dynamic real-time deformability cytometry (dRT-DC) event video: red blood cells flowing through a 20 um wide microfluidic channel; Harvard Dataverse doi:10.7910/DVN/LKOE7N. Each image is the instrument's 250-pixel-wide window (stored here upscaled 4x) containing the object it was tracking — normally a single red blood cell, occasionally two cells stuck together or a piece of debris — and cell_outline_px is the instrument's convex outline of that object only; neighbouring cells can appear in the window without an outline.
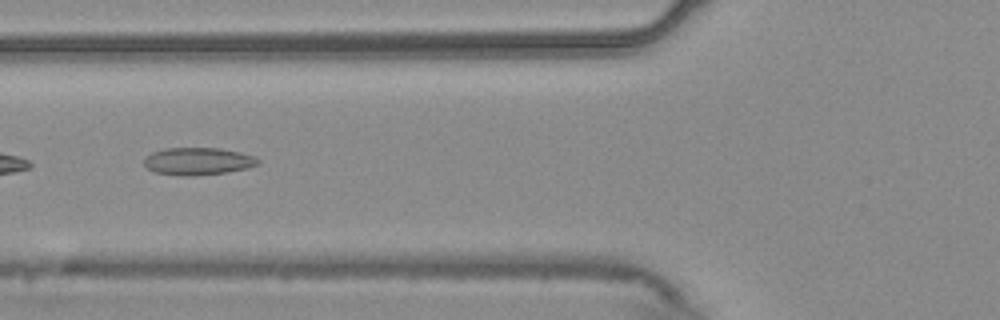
{"species": "common noctule bat (a hibernating species)", "species_latin": "Nyctalus noctula", "temperature_condition": "warm", "stored_images_in_passage": 13, "camera_frame_rate_fps": 3000, "um_per_image_px": 0.085, "animal": {"sex": "male", "body_mass_g": 20.4}, "frame": {"image": 1, "passage_image": 8, "time_ms": 2.333, "image_size_px": [1000, 320], "cell_outline_px": [[260, 164], [248, 168], [224, 172], [192, 176], [184, 176], [156, 172], [148, 168], [144, 164], [144, 160], [152, 152], [164, 148], [220, 148], [240, 152], [252, 156], [260, 160]], "centroid_in_image_um": [16.84, 13.7], "position_along_channel_um": 109.0, "area_um2": 18.03}}